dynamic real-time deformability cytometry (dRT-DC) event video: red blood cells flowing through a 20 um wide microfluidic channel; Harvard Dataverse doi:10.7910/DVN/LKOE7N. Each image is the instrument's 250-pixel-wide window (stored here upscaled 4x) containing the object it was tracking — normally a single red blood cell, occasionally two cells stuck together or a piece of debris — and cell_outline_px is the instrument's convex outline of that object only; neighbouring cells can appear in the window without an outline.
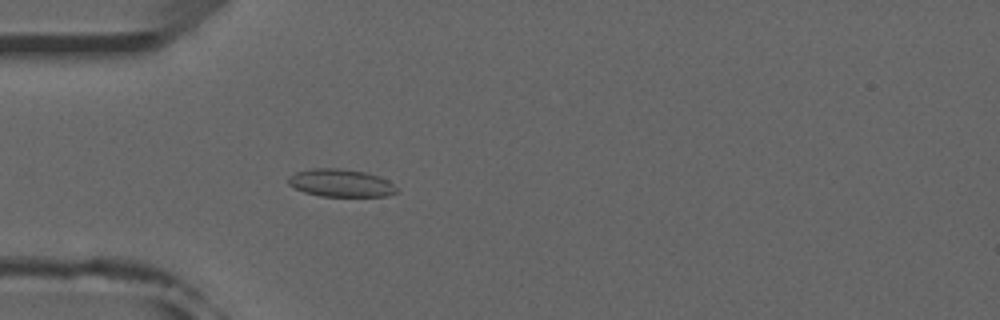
{"species": "common noctule bat (a hibernating species)", "species_latin": "Nyctalus noctula", "temperature_condition": "room temperature", "stored_images_in_passage": 52, "camera_frame_rate_fps": 3000, "um_per_image_px": 0.085, "animal": {"sex": "male", "forearm_length_mm": 52.5}, "frame": {"image": 1, "passage_image": 15, "time_ms": 4.667, "image_size_px": [1000, 320], "cell_outline_px": [[400, 192], [388, 196], [320, 196], [304, 192], [288, 184], [288, 176], [296, 172], [312, 168], [340, 168], [368, 172], [380, 176], [388, 180]], "centroid_in_image_um": [28.99, 15.55], "position_along_channel_um": 56.0, "area_um2": 17.69}}
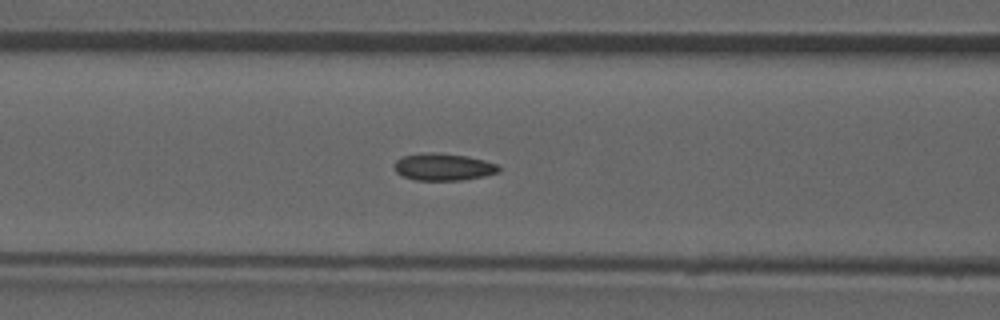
{"frame": {"image": 2, "passage_image": 21, "time_ms": 6.667, "image_size_px": [1000, 320], "cell_outline_px": [[500, 172], [484, 176], [464, 180], [416, 180], [404, 176], [396, 172], [396, 160], [404, 156], [424, 152], [436, 152], [468, 156], [500, 164]], "centroid_in_image_um": [37.75, 14.18], "position_along_channel_um": 128.8, "area_um2": 16.59}}
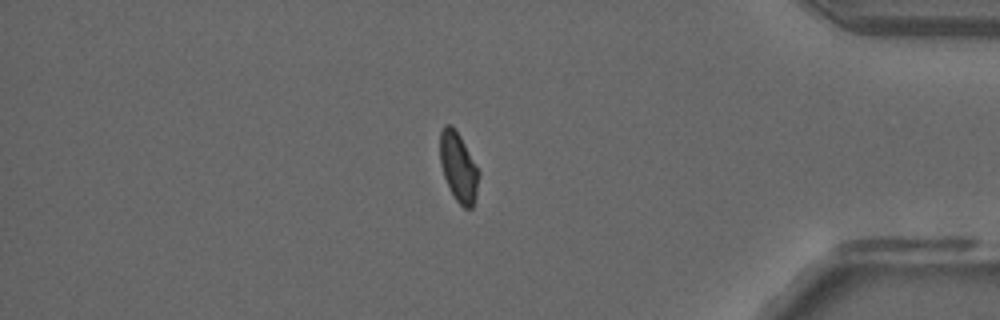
{"frame": {"image": 3, "passage_image": 44, "time_ms": 14.333, "image_size_px": [1000, 320], "cell_outline_px": [[480, 172], [476, 196], [472, 208], [464, 208], [456, 200], [444, 176], [440, 164], [440, 132], [444, 124], [452, 124], [460, 136]], "centroid_in_image_um": [38.97, 14.18], "position_along_channel_um": 396.2, "area_um2": 15.55}, "authors_computed_cell_mechanics": {"area_um2": 16.2996, "velocity_mm_per_s": 3.9146, "shape_relaxation_time_tau1_ms": null, "shape_relaxation_time_tau2_ms": 2.7613, "deformation_change_tau1": null, "deformation_change_tau2": 0.0755}}